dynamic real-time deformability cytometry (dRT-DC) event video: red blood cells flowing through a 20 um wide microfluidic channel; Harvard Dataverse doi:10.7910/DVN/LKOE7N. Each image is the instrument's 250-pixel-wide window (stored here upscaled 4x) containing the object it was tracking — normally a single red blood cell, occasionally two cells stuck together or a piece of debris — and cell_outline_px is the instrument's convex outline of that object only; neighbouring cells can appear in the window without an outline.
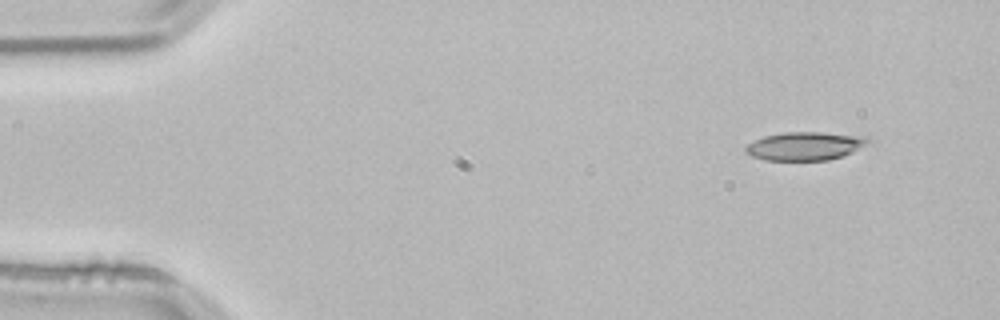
{"species": "common noctule bat (a hibernating species)", "species_latin": "Nyctalus noctula", "temperature_condition": "room temperature", "stored_images_in_passage": 49, "camera_frame_rate_fps": 3000, "um_per_image_px": 0.085, "animal": {"sex": "male", "body_mass_g": 21.5, "forearm_length_mm": 52.0}, "frame": {"image": 1, "passage_image": 1, "time_ms": 0.0, "image_size_px": [1000, 320], "cell_outline_px": [[876, 144], [828, 160], [764, 160], [752, 156], [744, 152], [744, 148], [748, 144], [764, 136], [788, 132], [820, 132], [852, 136], [872, 140]], "centroid_in_image_um": [68.44, 12.43], "position_along_channel_um": 16.6, "area_um2": 20.11}}
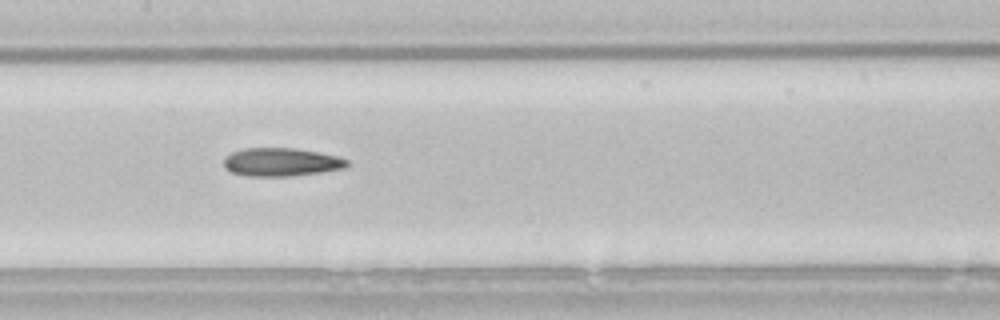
{"frame": {"image": 2, "passage_image": 22, "time_ms": 7.0, "image_size_px": [1000, 320], "cell_outline_px": [[348, 168], [320, 172], [288, 176], [244, 176], [232, 172], [224, 168], [224, 156], [232, 152], [244, 148], [296, 148], [336, 156], [348, 160]], "centroid_in_image_um": [23.87, 13.78], "position_along_channel_um": 183.5, "area_um2": 20.35}}
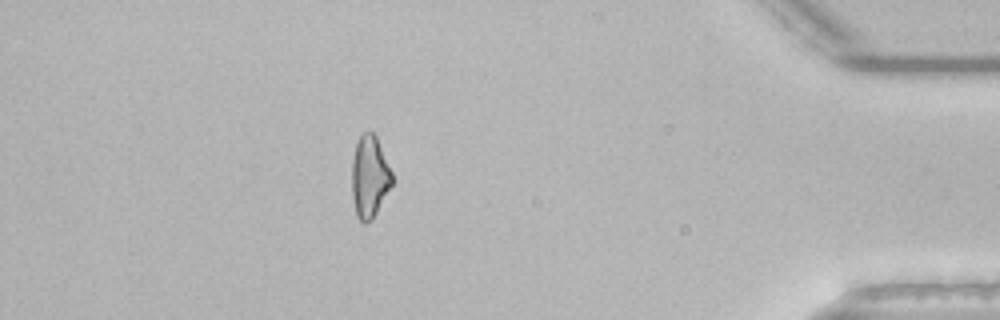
{"frame": {"image": 3, "passage_image": 43, "time_ms": 14.0, "image_size_px": [1000, 320], "cell_outline_px": [[396, 180], [372, 220], [364, 224], [356, 216], [352, 200], [352, 160], [356, 140], [364, 132], [372, 132], [376, 136]], "centroid_in_image_um": [31.43, 15.05], "position_along_channel_um": 403.8, "area_um2": 19.71}, "authors_computed_cell_mechanics": {"area_um2": 20.1722, "velocity_mm_per_s": 3.8241, "shape_relaxation_time_tau1_ms": null, "shape_relaxation_time_tau2_ms": 9.1142, "deformation_change_tau1": null, "deformation_change_tau2": 0.2411}}